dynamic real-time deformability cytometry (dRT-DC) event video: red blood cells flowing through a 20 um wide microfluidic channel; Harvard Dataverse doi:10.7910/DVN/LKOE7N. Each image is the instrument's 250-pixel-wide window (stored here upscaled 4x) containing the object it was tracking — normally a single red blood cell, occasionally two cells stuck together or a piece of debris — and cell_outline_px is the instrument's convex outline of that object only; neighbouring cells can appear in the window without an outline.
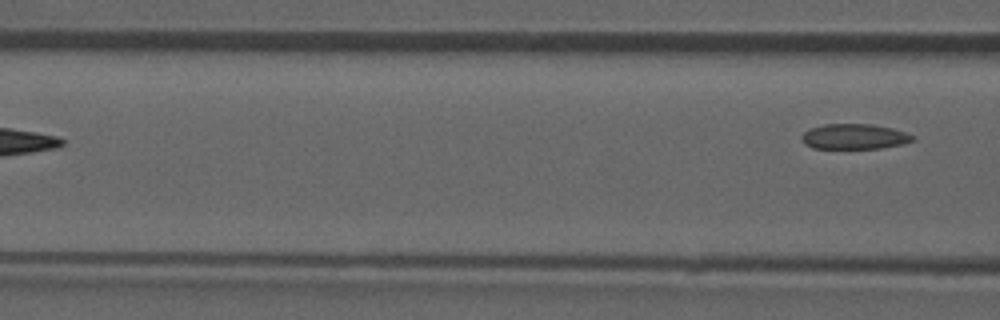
{"species": "common noctule bat (a hibernating species)", "species_latin": "Nyctalus noctula", "temperature_condition": "room temperature", "stored_images_in_passage": 5, "camera_frame_rate_fps": 3000, "um_per_image_px": 0.085, "animal": {"sex": "male", "forearm_length_mm": 52.5}, "frame": {"image": 1, "passage_image": 5, "time_ms": 4.667, "image_size_px": [1000, 320], "cell_outline_px": [[916, 140], [904, 144], [880, 148], [812, 148], [804, 144], [800, 136], [808, 128], [824, 124], [872, 124], [892, 128], [904, 132], [912, 136]], "centroid_in_image_um": [72.58, 11.6], "position_along_channel_um": 94.0, "area_um2": 16.42}}